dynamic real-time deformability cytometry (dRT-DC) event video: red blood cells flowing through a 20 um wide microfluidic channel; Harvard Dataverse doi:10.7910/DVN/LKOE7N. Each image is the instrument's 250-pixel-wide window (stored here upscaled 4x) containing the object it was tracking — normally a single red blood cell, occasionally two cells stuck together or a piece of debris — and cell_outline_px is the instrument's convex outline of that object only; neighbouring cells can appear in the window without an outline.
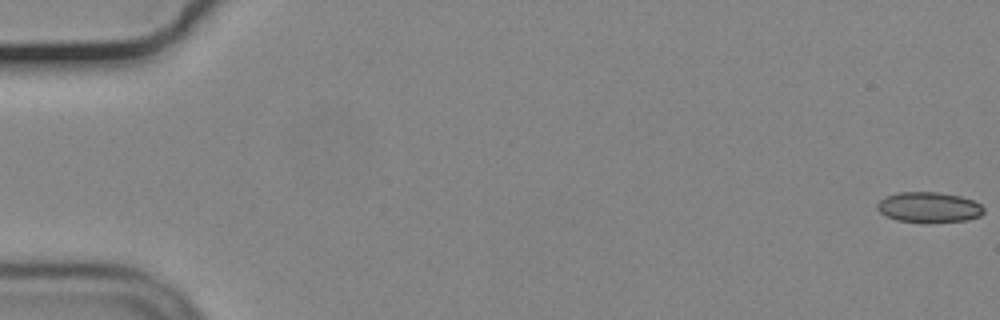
{"species": "common noctule bat (a hibernating species)", "species_latin": "Nyctalus noctula", "temperature_condition": "cold", "stored_images_in_passage": 57, "camera_frame_rate_fps": 3000, "um_per_image_px": 0.085, "animal": {"sex": "male", "body_mass_g": 19.2, "forearm_length_mm": 51.8}, "frame": {"image": 1, "passage_image": 1, "time_ms": 0.0, "image_size_px": [1000, 320], "cell_outline_px": [[984, 212], [980, 216], [968, 220], [896, 220], [880, 212], [876, 208], [876, 204], [880, 200], [888, 196], [900, 192], [936, 192], [960, 196], [972, 200], [980, 204], [984, 208]], "centroid_in_image_um": [78.97, 17.58], "position_along_channel_um": 6.0, "area_um2": 18.09}}
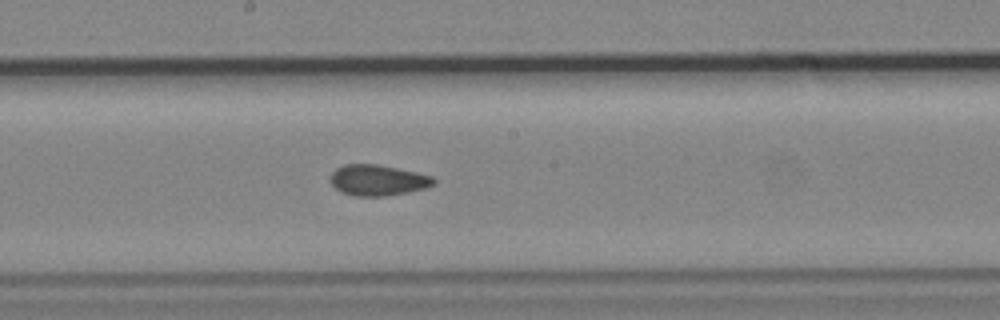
{"frame": {"image": 2, "passage_image": 31, "time_ms": 10.0, "image_size_px": [1000, 320], "cell_outline_px": [[436, 184], [424, 188], [408, 192], [384, 196], [356, 196], [340, 192], [328, 180], [328, 176], [336, 168], [344, 164], [376, 164], [416, 172], [432, 176], [436, 180]], "centroid_in_image_um": [32.07, 15.31], "position_along_channel_um": 216.1, "area_um2": 18.67}}
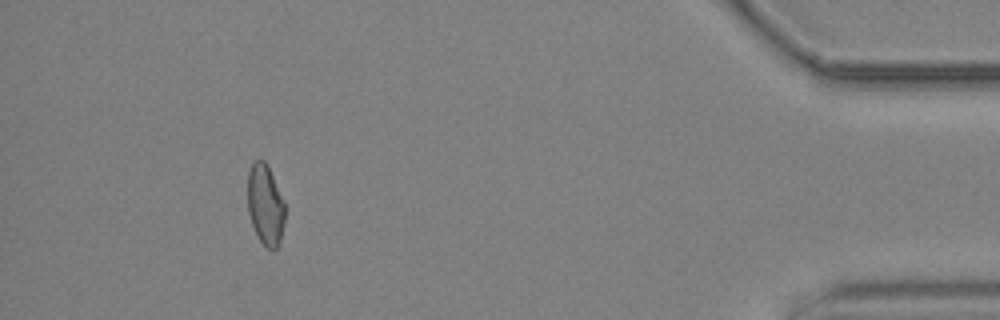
{"frame": {"image": 3, "passage_image": 52, "time_ms": 17.0, "image_size_px": [1000, 320], "cell_outline_px": [[284, 224], [280, 244], [276, 248], [268, 248], [256, 236], [248, 212], [248, 168], [252, 160], [264, 160], [268, 164], [284, 200]], "centroid_in_image_um": [22.55, 17.36], "position_along_channel_um": 412.7, "area_um2": 17.8}, "authors_computed_cell_mechanics": {"area_um2": 18.6694, "velocity_mm_per_s": 3.7026, "shape_relaxation_time_tau1_ms": null, "shape_relaxation_time_tau2_ms": 2.581, "deformation_change_tau1": null, "deformation_change_tau2": 0.0771}}